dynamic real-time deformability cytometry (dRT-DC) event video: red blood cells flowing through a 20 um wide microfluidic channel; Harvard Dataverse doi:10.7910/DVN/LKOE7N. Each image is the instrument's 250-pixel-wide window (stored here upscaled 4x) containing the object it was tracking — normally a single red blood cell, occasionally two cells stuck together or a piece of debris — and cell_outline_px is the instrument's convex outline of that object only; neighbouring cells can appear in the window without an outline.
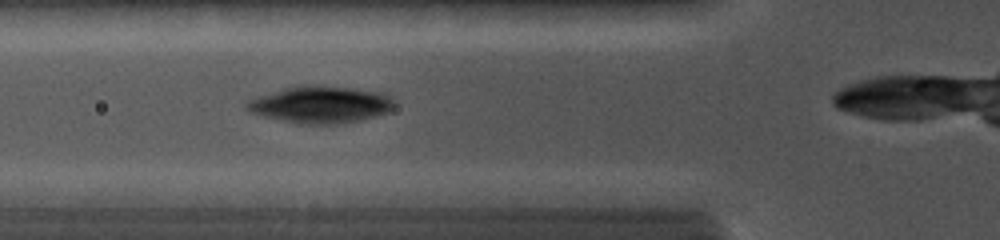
{"species": "common noctule bat (a hibernating species)", "species_latin": "Nyctalus noctula", "temperature_condition": "cold", "stored_images_in_passage": 14, "camera_frame_rate_fps": 5000, "um_per_image_px": 0.085, "animal": {"sex": "female", "body_mass_g": 19.0, "forearm_length_mm": 56.7}, "frame": {"image": 1, "passage_image": 3, "time_ms": 0.8, "image_size_px": [1000, 240], "cell_outline_px": [[396, 104], [388, 112], [360, 120], [336, 124], [296, 124], [248, 112], [244, 108], [244, 104], [248, 100], [256, 96], [292, 84], [316, 84], [352, 88], [384, 92], [392, 96], [396, 100]], "centroid_in_image_um": [27.21, 8.86], "position_along_channel_um": 98.6, "area_um2": 32.77}}
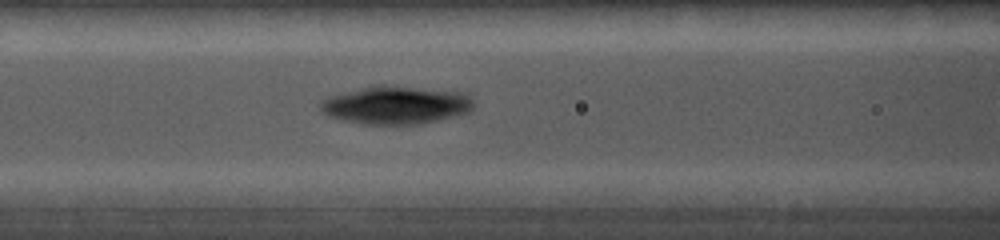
{"frame": {"image": 2, "passage_image": 5, "time_ms": 1.6, "image_size_px": [1000, 240], "cell_outline_px": [[472, 112], [420, 124], [364, 124], [340, 120], [328, 116], [320, 112], [316, 104], [320, 100], [328, 96], [372, 84], [468, 92], [472, 100]], "centroid_in_image_um": [33.58, 8.92], "position_along_channel_um": 133.0, "area_um2": 34.56}}
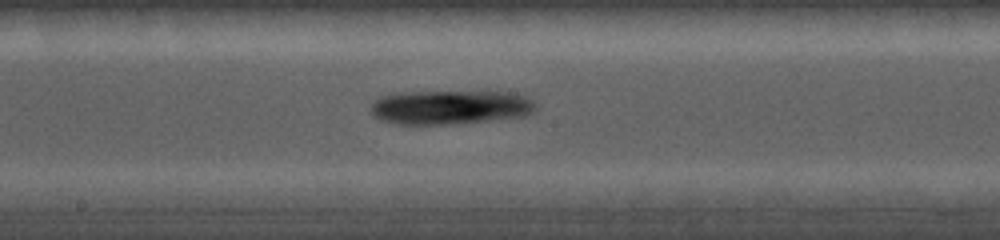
{"frame": {"image": 3, "passage_image": 10, "time_ms": 3.4, "image_size_px": [1000, 240], "cell_outline_px": [[536, 108], [532, 112], [524, 116], [488, 120], [444, 124], [396, 124], [380, 120], [372, 112], [372, 104], [380, 96], [400, 92], [508, 92], [528, 96], [536, 104]], "centroid_in_image_um": [38.28, 9.1], "position_along_channel_um": 209.9, "area_um2": 32.54}}